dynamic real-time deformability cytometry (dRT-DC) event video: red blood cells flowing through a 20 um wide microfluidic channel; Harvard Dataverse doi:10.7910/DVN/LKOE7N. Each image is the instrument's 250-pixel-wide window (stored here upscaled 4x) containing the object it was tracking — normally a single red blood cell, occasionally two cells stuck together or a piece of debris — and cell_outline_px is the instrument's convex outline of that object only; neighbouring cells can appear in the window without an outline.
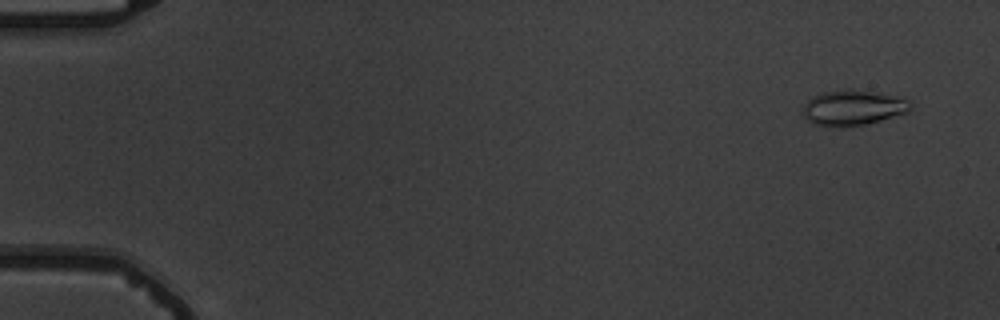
{"species": "common noctule bat (a hibernating species)", "species_latin": "Nyctalus noctula", "temperature_condition": "warm", "stored_images_in_passage": 5, "camera_frame_rate_fps": 3000, "um_per_image_px": 0.085, "animal": {"sex": "male", "body_mass_g": 19.5, "forearm_length_mm": 54.6}, "frame": {"image": 1, "passage_image": 1, "time_ms": 0.0, "image_size_px": [1000, 320], "cell_outline_px": [[912, 108], [908, 112], [880, 120], [864, 124], [840, 128], [812, 124], [804, 116], [804, 104], [812, 96], [824, 92], [876, 92], [900, 96], [912, 100]], "centroid_in_image_um": [72.55, 9.19], "position_along_channel_um": 12.4, "area_um2": 21.73}}
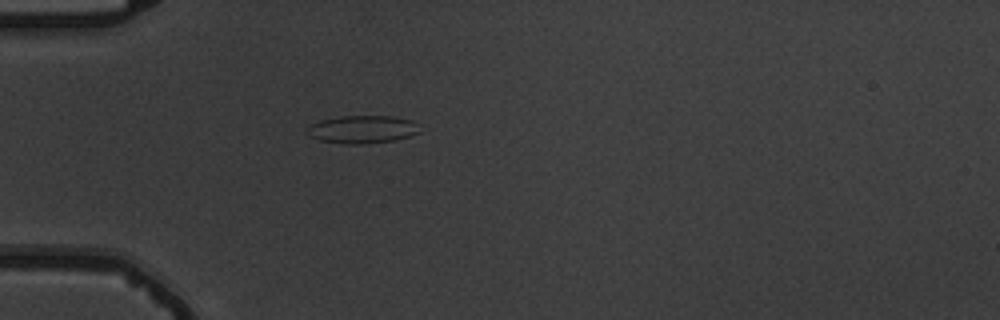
{"frame": {"image": 2, "passage_image": 5, "time_ms": 4.667, "image_size_px": [1000, 320], "cell_outline_px": [[420, 132], [412, 136], [392, 140], [364, 144], [344, 144], [320, 140], [308, 136], [304, 128], [320, 120], [340, 116], [392, 116], [412, 120]], "centroid_in_image_um": [30.75, 11.0], "position_along_channel_um": 54.3, "area_um2": 18.32}}